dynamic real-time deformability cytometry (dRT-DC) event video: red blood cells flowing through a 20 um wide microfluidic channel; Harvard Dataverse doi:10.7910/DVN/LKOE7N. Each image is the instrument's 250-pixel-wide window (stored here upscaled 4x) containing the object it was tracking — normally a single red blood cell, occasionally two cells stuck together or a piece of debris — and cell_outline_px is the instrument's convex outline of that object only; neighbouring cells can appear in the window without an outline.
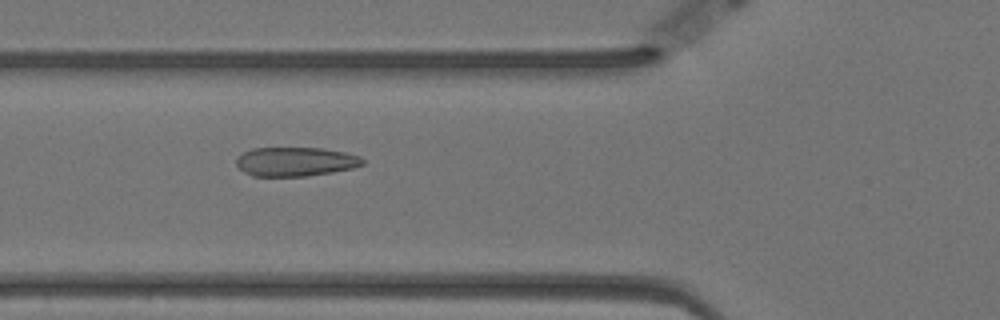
{"species": "Egyptian fruit bat (a non-hibernating species)", "species_latin": "Rousettus aegyptiacus", "temperature_condition": "warm", "stored_images_in_passage": 39, "camera_frame_rate_fps": 3000, "um_per_image_px": 0.085, "animal": {"sex": "female"}, "frame": {"image": 1, "passage_image": 21, "time_ms": 6.667, "image_size_px": [1000, 320], "cell_outline_px": [[364, 164], [352, 168], [332, 172], [308, 176], [252, 176], [244, 172], [236, 164], [236, 160], [244, 152], [252, 148], [324, 148], [344, 152], [360, 156], [364, 160]], "centroid_in_image_um": [25.13, 13.74], "position_along_channel_um": 100.7, "area_um2": 21.39}}
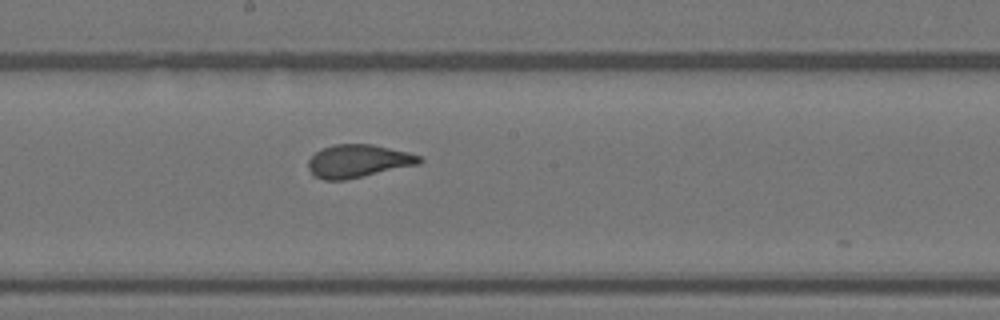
{"frame": {"image": 2, "passage_image": 31, "time_ms": 10.0, "image_size_px": [1000, 320], "cell_outline_px": [[424, 160], [420, 164], [344, 180], [324, 180], [312, 176], [308, 168], [308, 160], [316, 152], [332, 144], [372, 144], [408, 152], [420, 156]], "centroid_in_image_um": [30.43, 13.69], "position_along_channel_um": 217.8, "area_um2": 21.39}}
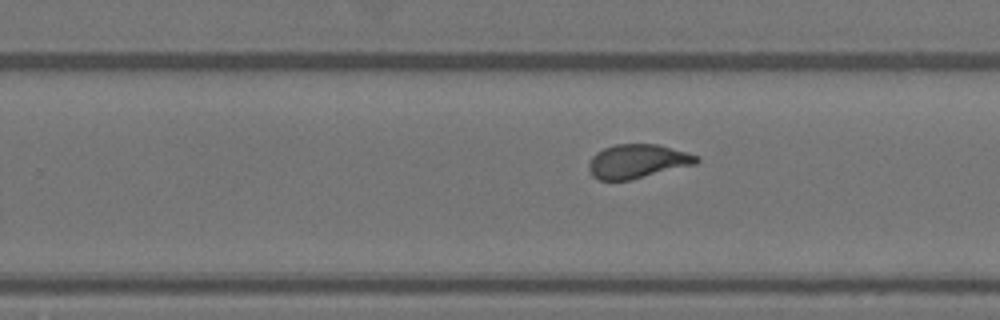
{"frame": {"image": 3, "passage_image": 36, "time_ms": 11.667, "image_size_px": [1000, 320], "cell_outline_px": [[700, 160], [696, 164], [632, 180], [600, 180], [592, 176], [588, 168], [588, 164], [592, 156], [596, 152], [604, 148], [616, 144], [656, 144], [700, 156]], "centroid_in_image_um": [54.18, 13.72], "position_along_channel_um": 275.6, "area_um2": 21.39}}